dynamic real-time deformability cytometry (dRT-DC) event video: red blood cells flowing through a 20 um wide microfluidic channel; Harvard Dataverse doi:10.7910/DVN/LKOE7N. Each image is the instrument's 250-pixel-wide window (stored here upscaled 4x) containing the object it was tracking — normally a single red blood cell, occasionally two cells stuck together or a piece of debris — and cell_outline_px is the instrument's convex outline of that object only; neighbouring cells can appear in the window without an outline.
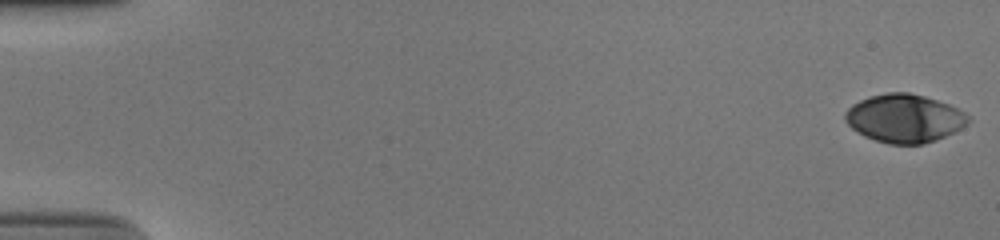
{"species": "human", "species_latin": "Homo sapiens", "temperature_condition": "cold", "stored_images_in_passage": 53, "camera_frame_rate_fps": 3000, "um_per_image_px": 0.085, "donor": {"sex": "male"}, "frame": {"image": 1, "passage_image": 1, "time_ms": 0.0, "image_size_px": [1000, 240], "cell_outline_px": [[968, 124], [936, 140], [924, 144], [888, 144], [864, 136], [852, 128], [844, 120], [844, 112], [852, 104], [868, 96], [888, 92], [908, 92], [924, 96], [948, 104], [964, 112], [968, 116]], "centroid_in_image_um": [76.83, 10.05], "position_along_channel_um": 8.2, "area_um2": 34.51}}
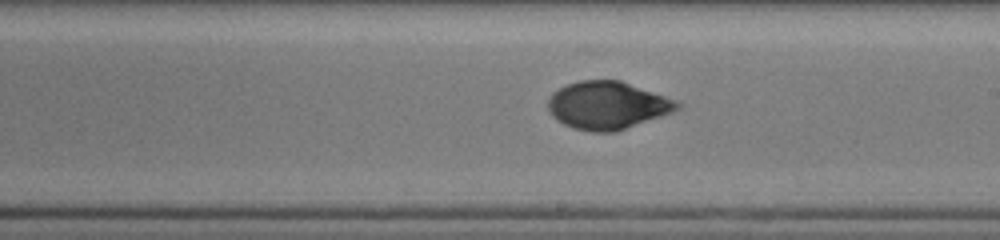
{"frame": {"image": 2, "passage_image": 32, "time_ms": 10.333, "image_size_px": [1000, 240], "cell_outline_px": [[680, 108], [672, 112], [616, 132], [592, 132], [572, 128], [564, 124], [552, 116], [548, 108], [548, 100], [552, 92], [568, 84], [580, 80], [620, 80], [676, 100], [680, 104]], "centroid_in_image_um": [51.61, 8.96], "position_along_channel_um": 237.4, "area_um2": 35.78}}
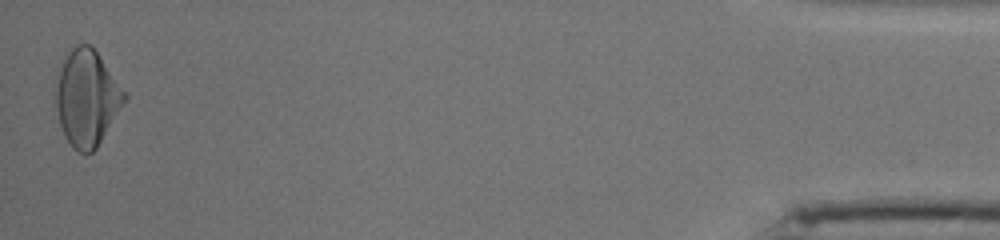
{"frame": {"image": 3, "passage_image": 53, "time_ms": 17.333, "image_size_px": [1000, 240], "cell_outline_px": [[128, 96], [96, 148], [92, 152], [76, 152], [72, 148], [60, 124], [56, 108], [56, 88], [60, 64], [68, 52], [76, 44], [88, 44], [96, 52]], "centroid_in_image_um": [7.36, 8.33], "position_along_channel_um": 427.8, "area_um2": 37.57}, "authors_computed_cell_mechanics": {"area_um2": 35.6048, "velocity_mm_per_s": 3.9107, "shape_relaxation_time_tau1_ms": 4.2414, "shape_relaxation_time_tau2_ms": 1.3393, "deformation_change_tau1": 0.1603, "deformation_change_tau2": 0.0457}}